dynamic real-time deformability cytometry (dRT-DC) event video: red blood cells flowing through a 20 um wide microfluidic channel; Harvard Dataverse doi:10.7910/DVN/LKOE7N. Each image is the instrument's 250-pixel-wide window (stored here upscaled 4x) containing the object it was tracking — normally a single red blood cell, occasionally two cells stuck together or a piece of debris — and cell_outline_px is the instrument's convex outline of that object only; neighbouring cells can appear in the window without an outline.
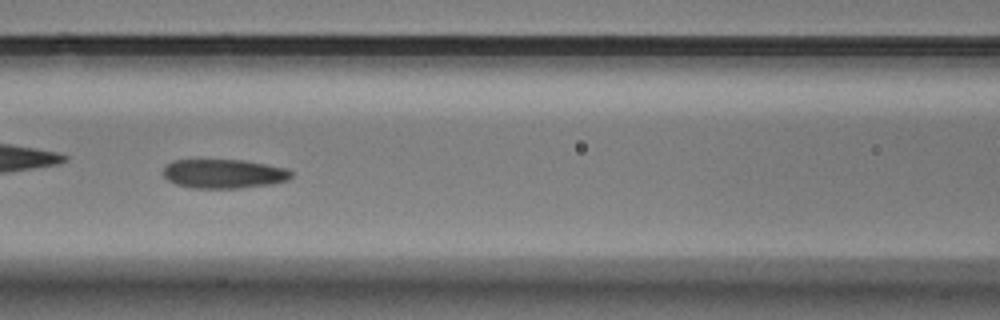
{"species": "Egyptian fruit bat (a non-hibernating species)", "species_latin": "Rousettus aegyptiacus", "temperature_condition": "warm", "stored_images_in_passage": 58, "camera_frame_rate_fps": 3000, "um_per_image_px": 0.085, "animal": {"sex": "male"}, "frame": {"image": 1, "passage_image": 25, "time_ms": 8.0, "image_size_px": [1000, 320], "cell_outline_px": [[292, 176], [288, 180], [272, 184], [240, 188], [192, 188], [176, 184], [168, 180], [164, 176], [164, 164], [172, 160], [244, 160], [288, 168], [292, 172]], "centroid_in_image_um": [19.03, 14.76], "position_along_channel_um": 147.6, "area_um2": 21.91}, "authors_computed_cell_mechanics": {"area_um2": 22.0796, "velocity_mm_per_s": 3.4557, "shape_relaxation_time_tau1_ms": 6.3002, "shape_relaxation_time_tau2_ms": 3.2347, "deformation_change_tau1": 0.1391, "deformation_change_tau2": 0.0885}}